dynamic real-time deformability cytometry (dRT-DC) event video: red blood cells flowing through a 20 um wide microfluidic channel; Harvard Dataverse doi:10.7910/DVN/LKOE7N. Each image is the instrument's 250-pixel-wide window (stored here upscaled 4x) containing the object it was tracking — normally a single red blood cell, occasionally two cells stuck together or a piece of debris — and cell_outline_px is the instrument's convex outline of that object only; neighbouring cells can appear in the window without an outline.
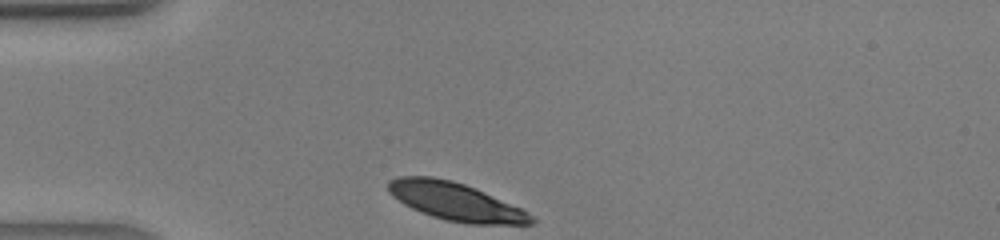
{"species": "human", "species_latin": "Homo sapiens", "temperature_condition": "warm", "stored_images_in_passage": 24, "camera_frame_rate_fps": 3000, "um_per_image_px": 0.085, "donor": {"sex": "male"}, "frame": {"image": 1, "passage_image": 1, "time_ms": 0.0, "image_size_px": [1000, 240], "cell_outline_px": [[536, 224], [468, 224], [448, 220], [432, 216], [420, 212], [404, 204], [392, 196], [388, 192], [388, 180], [400, 176], [432, 176], [452, 180], [476, 188], [520, 208], [528, 212], [536, 220]], "centroid_in_image_um": [38.71, 17.13], "position_along_channel_um": 46.3, "area_um2": 31.56}}
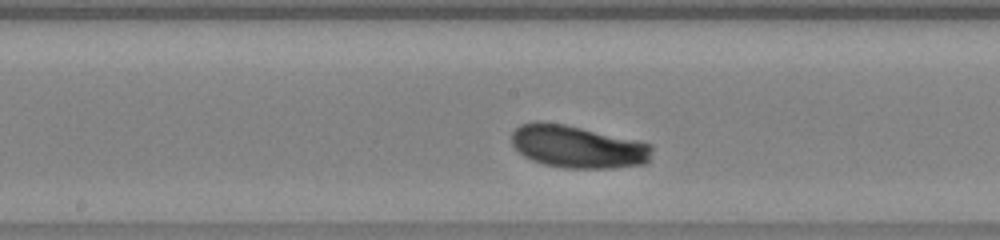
{"frame": {"image": 2, "passage_image": 12, "time_ms": 3.667, "image_size_px": [1000, 240], "cell_outline_px": [[652, 148], [648, 164], [612, 168], [564, 168], [544, 164], [532, 160], [524, 156], [512, 144], [512, 132], [520, 124], [536, 120], [564, 124], [640, 140], [652, 144]], "centroid_in_image_um": [49.13, 12.46], "position_along_channel_um": 199.1, "area_um2": 35.14}}
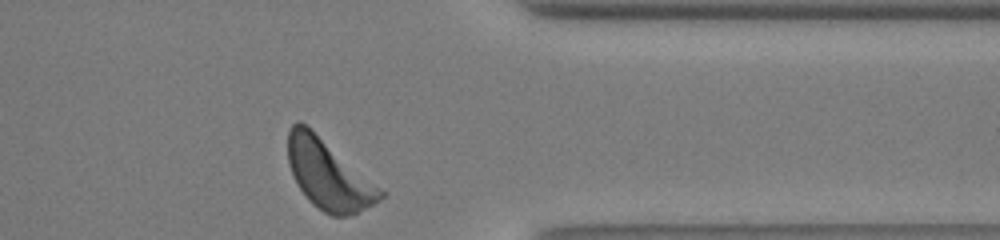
{"frame": {"image": 3, "passage_image": 24, "time_ms": 7.667, "image_size_px": [1000, 240], "cell_outline_px": [[384, 196], [380, 200], [348, 216], [332, 216], [324, 212], [312, 204], [308, 200], [300, 188], [288, 164], [288, 128], [296, 120], [300, 120], [384, 192]], "centroid_in_image_um": [27.86, 14.85], "position_along_channel_um": 383.5, "area_um2": 36.18}}